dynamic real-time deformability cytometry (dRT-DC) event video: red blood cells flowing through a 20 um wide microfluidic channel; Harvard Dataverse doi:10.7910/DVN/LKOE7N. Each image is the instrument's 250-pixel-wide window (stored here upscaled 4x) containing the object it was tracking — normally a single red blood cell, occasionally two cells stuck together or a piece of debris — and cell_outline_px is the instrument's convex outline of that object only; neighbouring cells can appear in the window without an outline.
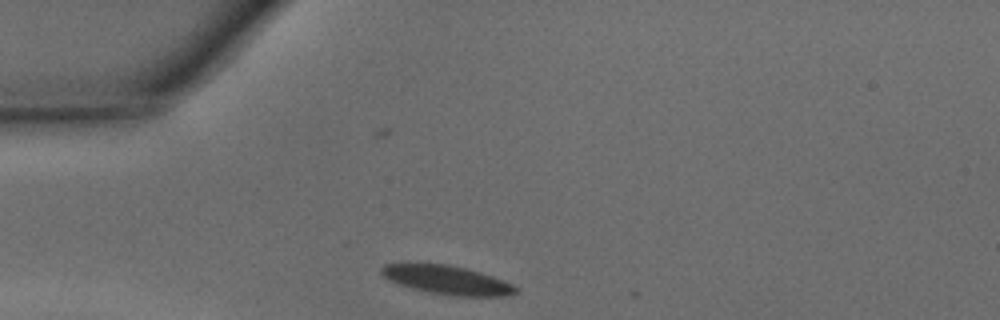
{"species": "common noctule bat (a hibernating species)", "species_latin": "Nyctalus noctula", "temperature_condition": "warm", "stored_images_in_passage": 4, "camera_frame_rate_fps": 3000, "um_per_image_px": 0.085, "animal": {"sex": "male", "body_mass_g": 15.6}, "frame": {"image": 1, "passage_image": 1, "time_ms": 0.0, "image_size_px": [1000, 320], "cell_outline_px": [[520, 292], [508, 296], [452, 296], [428, 292], [412, 288], [400, 284], [384, 276], [380, 272], [380, 268], [384, 264], [416, 260], [448, 264], [468, 268], [492, 276], [512, 284], [520, 288]], "centroid_in_image_um": [37.97, 23.75], "position_along_channel_um": 47.0, "area_um2": 23.41}}